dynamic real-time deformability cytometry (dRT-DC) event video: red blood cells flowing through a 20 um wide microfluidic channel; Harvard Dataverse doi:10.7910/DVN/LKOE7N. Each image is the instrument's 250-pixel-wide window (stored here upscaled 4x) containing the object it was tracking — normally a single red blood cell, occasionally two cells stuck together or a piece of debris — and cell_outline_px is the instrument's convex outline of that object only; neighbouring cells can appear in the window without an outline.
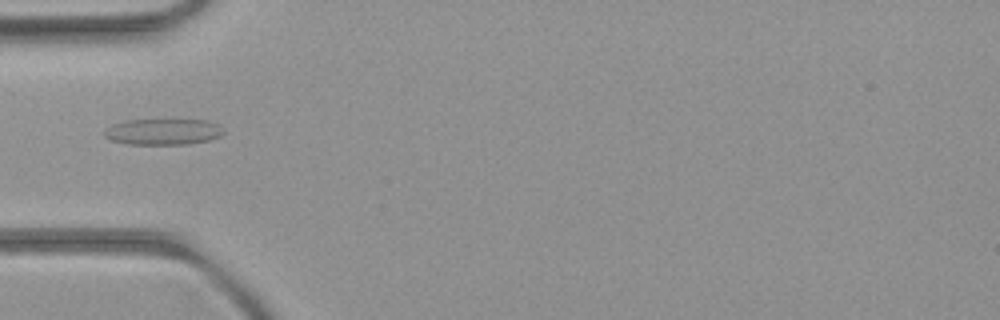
{"species": "common noctule bat (a hibernating species)", "species_latin": "Nyctalus noctula", "temperature_condition": "room temperature", "stored_images_in_passage": 5, "camera_frame_rate_fps": 3000, "um_per_image_px": 0.085, "animal": {"sex": "female", "body_mass_g": 21.9}, "frame": {"image": 1, "passage_image": 4, "time_ms": 4.333, "image_size_px": [1000, 320], "cell_outline_px": [[224, 132], [220, 136], [208, 140], [188, 144], [128, 144], [112, 140], [104, 136], [104, 132], [112, 124], [124, 120], [208, 120], [220, 124]], "centroid_in_image_um": [13.89, 11.19], "position_along_channel_um": 71.1, "area_um2": 18.09}}
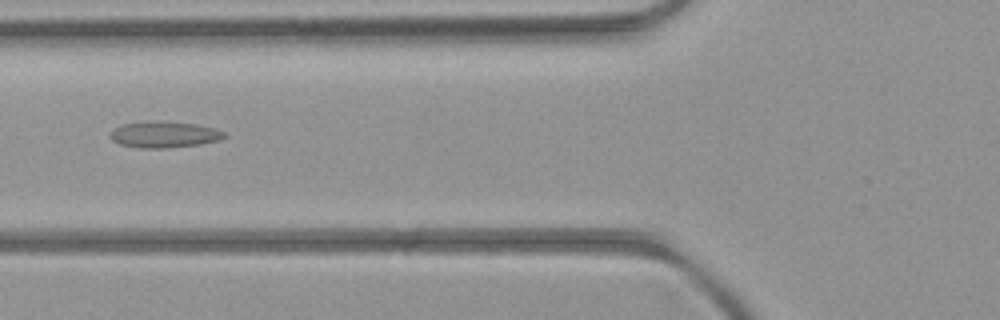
{"frame": {"image": 2, "passage_image": 5, "time_ms": 5.333, "image_size_px": [1000, 320], "cell_outline_px": [[228, 136], [220, 140], [200, 144], [164, 148], [136, 148], [120, 144], [112, 140], [112, 128], [124, 124], [148, 120], [164, 120], [196, 124], [212, 128], [224, 132]], "centroid_in_image_um": [13.96, 11.42], "position_along_channel_um": 111.8, "area_um2": 17.63}}